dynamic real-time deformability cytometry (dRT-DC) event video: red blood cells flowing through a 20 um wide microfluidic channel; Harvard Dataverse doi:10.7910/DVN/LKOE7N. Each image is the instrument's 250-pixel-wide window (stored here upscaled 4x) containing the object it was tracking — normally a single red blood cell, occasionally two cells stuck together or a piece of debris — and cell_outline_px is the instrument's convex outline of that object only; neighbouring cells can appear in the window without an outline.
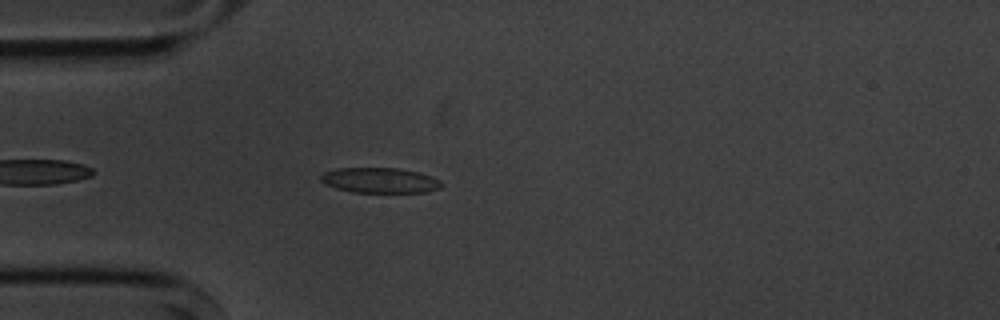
{"species": "common noctule bat (a hibernating species)", "species_latin": "Nyctalus noctula", "temperature_condition": "cold", "stored_images_in_passage": 5, "camera_frame_rate_fps": 3000, "um_per_image_px": 0.085, "animal": {"sex": "male", "body_mass_g": 20.1, "forearm_length_mm": 53.5}, "frame": {"image": 1, "passage_image": 5, "time_ms": 4.667, "image_size_px": [1000, 320], "cell_outline_px": [[444, 184], [440, 188], [428, 192], [352, 192], [336, 188], [320, 180], [320, 176], [324, 172], [336, 168], [396, 168], [416, 172], [432, 176], [440, 180]], "centroid_in_image_um": [32.31, 15.33], "position_along_channel_um": 52.7, "area_um2": 17.69}}